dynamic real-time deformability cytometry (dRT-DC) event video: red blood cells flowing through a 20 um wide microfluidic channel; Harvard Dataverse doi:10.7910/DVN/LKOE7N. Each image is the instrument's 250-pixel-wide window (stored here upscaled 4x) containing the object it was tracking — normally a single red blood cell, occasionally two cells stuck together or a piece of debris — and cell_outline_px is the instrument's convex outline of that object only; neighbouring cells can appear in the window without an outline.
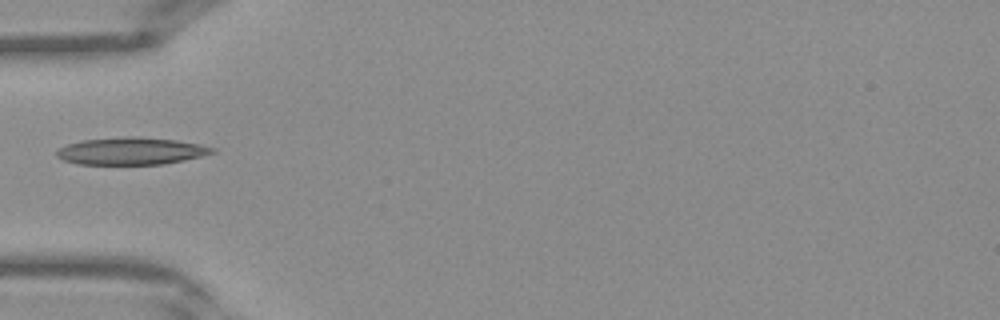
{"species": "Egyptian fruit bat (a non-hibernating species)", "species_latin": "Rousettus aegyptiacus", "temperature_condition": "warm", "stored_images_in_passage": 7, "camera_frame_rate_fps": 3000, "um_per_image_px": 0.085, "frame": {"image": 1, "passage_image": 1, "time_ms": 0.0, "image_size_px": [1000, 320], "cell_outline_px": [[216, 152], [184, 160], [164, 164], [80, 164], [64, 160], [56, 156], [56, 152], [60, 148], [68, 144], [84, 140], [124, 136], [140, 136], [176, 140], [200, 144], [216, 148]], "centroid_in_image_um": [11.18, 12.83], "position_along_channel_um": 73.8, "area_um2": 24.68}}
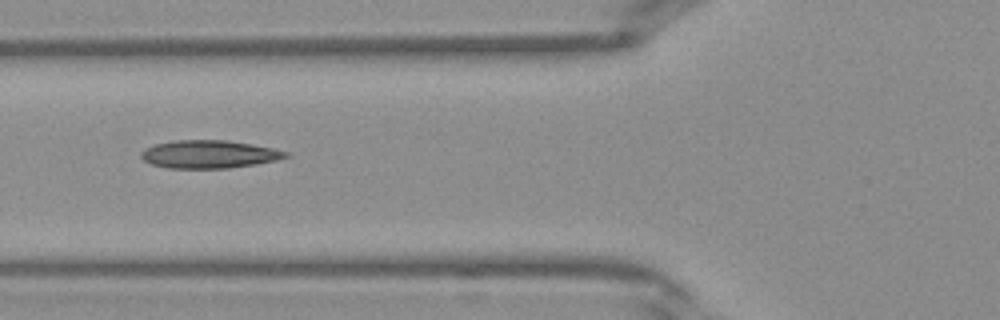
{"frame": {"image": 2, "passage_image": 3, "time_ms": 0.667, "image_size_px": [1000, 320], "cell_outline_px": [[292, 156], [276, 160], [256, 164], [228, 168], [168, 168], [152, 164], [144, 160], [140, 156], [140, 152], [144, 148], [156, 144], [172, 140], [224, 140], [252, 144], [272, 148], [288, 152]], "centroid_in_image_um": [17.77, 13.11], "position_along_channel_um": 108.0, "area_um2": 23.58}}
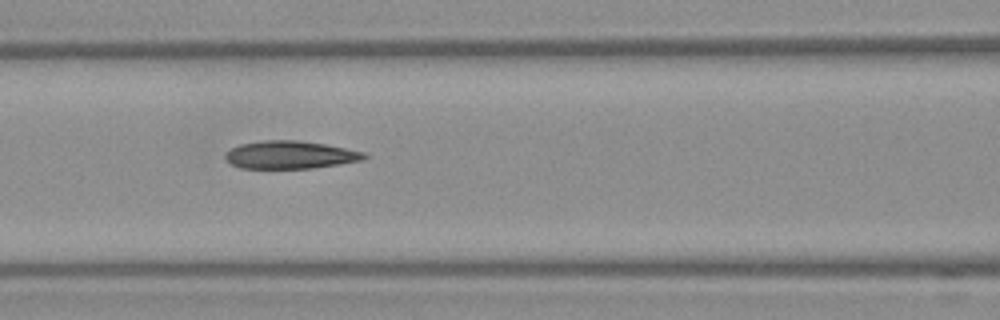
{"frame": {"image": 3, "passage_image": 5, "time_ms": 1.333, "image_size_px": [1000, 320], "cell_outline_px": [[368, 156], [364, 160], [340, 164], [312, 168], [240, 168], [232, 164], [224, 156], [224, 152], [240, 144], [260, 140], [300, 140], [324, 144], [364, 152]], "centroid_in_image_um": [24.65, 13.15], "position_along_channel_um": 141.9, "area_um2": 22.54}}